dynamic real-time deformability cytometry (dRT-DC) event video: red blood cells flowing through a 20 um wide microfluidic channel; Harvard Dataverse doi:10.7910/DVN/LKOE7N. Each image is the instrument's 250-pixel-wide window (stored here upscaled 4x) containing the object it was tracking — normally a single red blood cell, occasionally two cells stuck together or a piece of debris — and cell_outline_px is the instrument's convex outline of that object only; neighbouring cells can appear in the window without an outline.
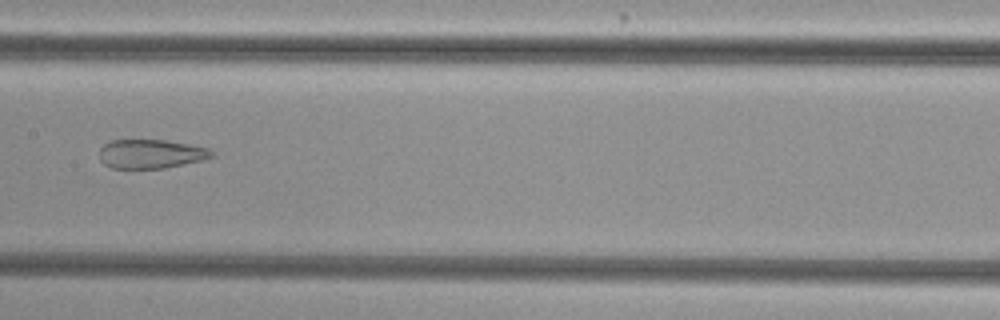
{"species": "common noctule bat (a hibernating species)", "species_latin": "Nyctalus noctula", "temperature_condition": "cold", "stored_images_in_passage": 4, "camera_frame_rate_fps": 3000, "um_per_image_px": 0.085, "animal": {"sex": "female", "body_mass_g": 29.2, "forearm_length_mm": 56.3}, "frame": {"image": 1, "passage_image": 4, "time_ms": 1.0, "image_size_px": [1000, 320], "cell_outline_px": [[216, 156], [200, 160], [164, 168], [112, 168], [104, 164], [100, 160], [100, 148], [108, 140], [164, 140], [188, 144], [208, 148], [216, 152]], "centroid_in_image_um": [12.82, 13.07], "position_along_channel_um": 194.6, "area_um2": 18.96}}